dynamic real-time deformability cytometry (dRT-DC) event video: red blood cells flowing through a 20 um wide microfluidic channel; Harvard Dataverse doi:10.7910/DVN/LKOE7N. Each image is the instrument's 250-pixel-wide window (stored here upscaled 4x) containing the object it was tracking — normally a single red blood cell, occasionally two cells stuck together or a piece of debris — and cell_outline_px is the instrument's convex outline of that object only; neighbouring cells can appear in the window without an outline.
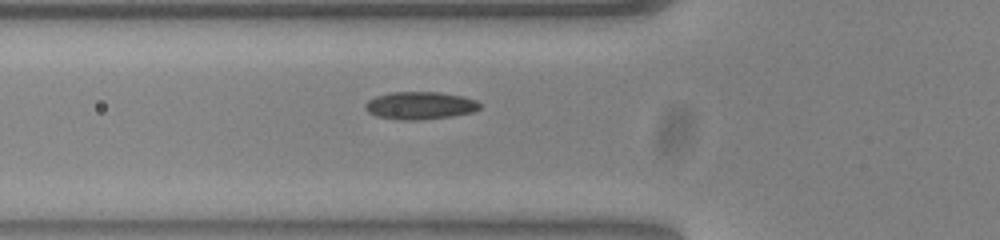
{"species": "common noctule bat (a hibernating species)", "species_latin": "Nyctalus noctula", "temperature_condition": "warm", "stored_images_in_passage": 38, "segment_of_instrument_passage": [1, 2], "camera_frame_rate_fps": 3000, "um_per_image_px": 0.085, "animal": {"sex": "female", "body_mass_g": 23.0, "forearm_length_mm": 53.4}, "frame": {"image": 1, "passage_image": 2, "time_ms": 0.333, "image_size_px": [1000, 240], "cell_outline_px": [[480, 108], [472, 112], [452, 116], [416, 120], [400, 120], [376, 116], [368, 112], [364, 108], [364, 104], [368, 100], [376, 96], [388, 92], [436, 92], [460, 96], [476, 100], [480, 104]], "centroid_in_image_um": [35.65, 8.97], "position_along_channel_um": 90.2, "area_um2": 18.38}}
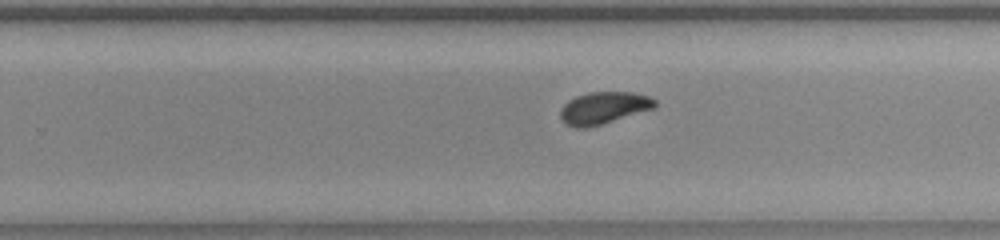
{"frame": {"image": 2, "passage_image": 17, "time_ms": 5.333, "image_size_px": [1000, 240], "cell_outline_px": [[656, 108], [588, 128], [576, 128], [568, 124], [560, 116], [560, 108], [568, 100], [576, 96], [588, 92], [632, 92], [648, 96], [656, 100]], "centroid_in_image_um": [51.32, 9.16], "position_along_channel_um": 278.5, "area_um2": 17.69}}
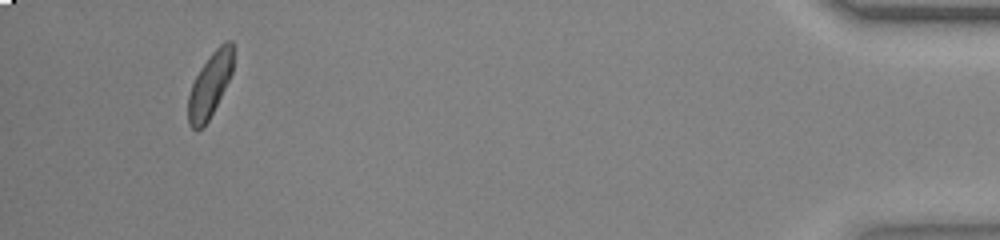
{"frame": {"image": 3, "passage_image": 34, "time_ms": 11.0, "image_size_px": [1000, 240], "cell_outline_px": [[232, 72], [208, 120], [196, 132], [188, 124], [188, 96], [192, 84], [200, 68], [212, 52], [224, 40], [232, 40]], "centroid_in_image_um": [17.81, 7.21], "position_along_channel_um": 417.4, "area_um2": 16.47}}